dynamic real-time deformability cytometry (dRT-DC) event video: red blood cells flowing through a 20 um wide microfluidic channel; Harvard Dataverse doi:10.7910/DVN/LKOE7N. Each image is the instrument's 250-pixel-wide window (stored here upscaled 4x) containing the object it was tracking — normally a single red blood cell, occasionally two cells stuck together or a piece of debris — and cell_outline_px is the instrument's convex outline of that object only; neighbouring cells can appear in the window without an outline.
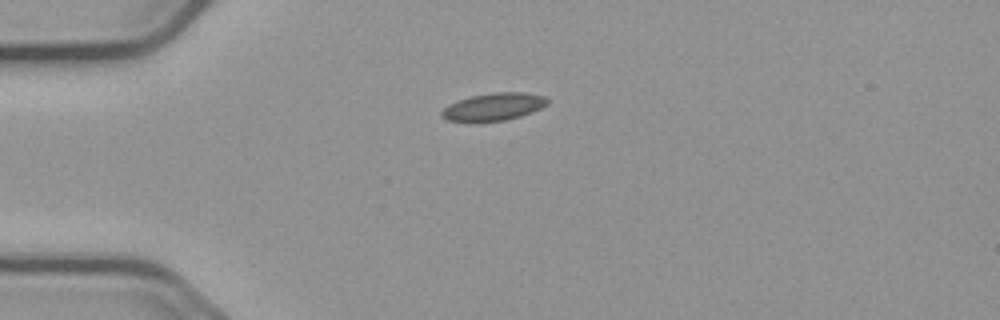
{"species": "common noctule bat (a hibernating species)", "species_latin": "Nyctalus noctula", "temperature_condition": "cold", "stored_images_in_passage": 43, "camera_frame_rate_fps": 3000, "um_per_image_px": 0.085, "animal": {"sex": "male", "body_mass_g": 23.1, "forearm_length_mm": 52.7}, "frame": {"image": 1, "passage_image": 1, "time_ms": 0.0, "image_size_px": [1000, 320], "cell_outline_px": [[548, 104], [532, 112], [520, 116], [504, 120], [472, 124], [448, 120], [440, 116], [440, 112], [448, 104], [456, 100], [472, 96], [492, 92], [524, 92], [544, 96], [548, 100]], "centroid_in_image_um": [41.89, 9.1], "position_along_channel_um": 43.1, "area_um2": 17.46}}
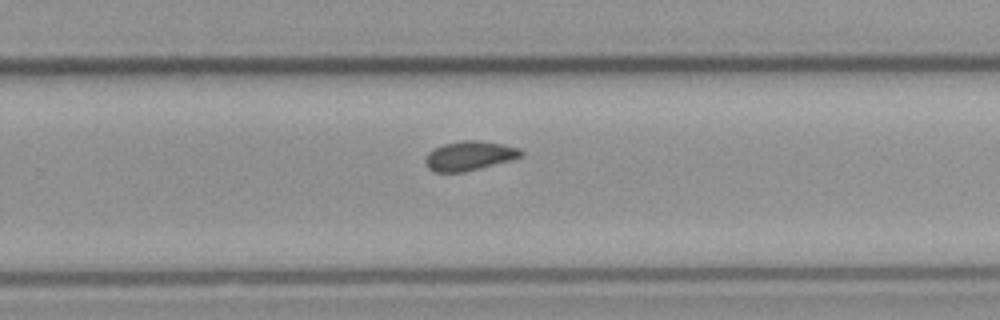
{"frame": {"image": 2, "passage_image": 23, "time_ms": 7.333, "image_size_px": [1000, 320], "cell_outline_px": [[524, 156], [480, 168], [464, 172], [436, 172], [428, 168], [424, 160], [428, 152], [432, 148], [444, 144], [460, 140], [480, 140], [504, 144], [520, 148], [524, 152]], "centroid_in_image_um": [39.9, 13.23], "position_along_channel_um": 289.9, "area_um2": 16.53}}
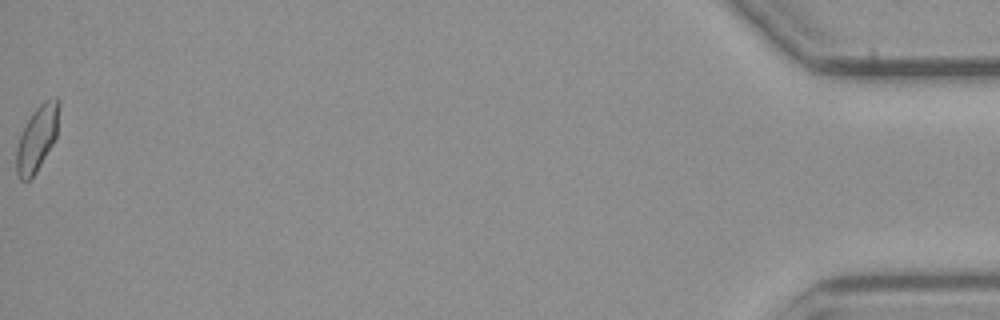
{"frame": {"image": 3, "passage_image": 43, "time_ms": 14.0, "image_size_px": [1000, 320], "cell_outline_px": [[60, 104], [56, 136], [52, 144], [36, 172], [28, 180], [20, 180], [16, 172], [16, 148], [20, 136], [32, 112], [44, 100], [56, 96], [60, 100]], "centroid_in_image_um": [3.16, 11.72], "position_along_channel_um": 432.0, "area_um2": 16.07}, "authors_computed_cell_mechanics": {"area_um2": 16.0684, "velocity_mm_per_s": 3.688, "shape_relaxation_time_tau1_ms": null, "shape_relaxation_time_tau2_ms": 2.3969, "deformation_change_tau1": null, "deformation_change_tau2": 0.0713}}